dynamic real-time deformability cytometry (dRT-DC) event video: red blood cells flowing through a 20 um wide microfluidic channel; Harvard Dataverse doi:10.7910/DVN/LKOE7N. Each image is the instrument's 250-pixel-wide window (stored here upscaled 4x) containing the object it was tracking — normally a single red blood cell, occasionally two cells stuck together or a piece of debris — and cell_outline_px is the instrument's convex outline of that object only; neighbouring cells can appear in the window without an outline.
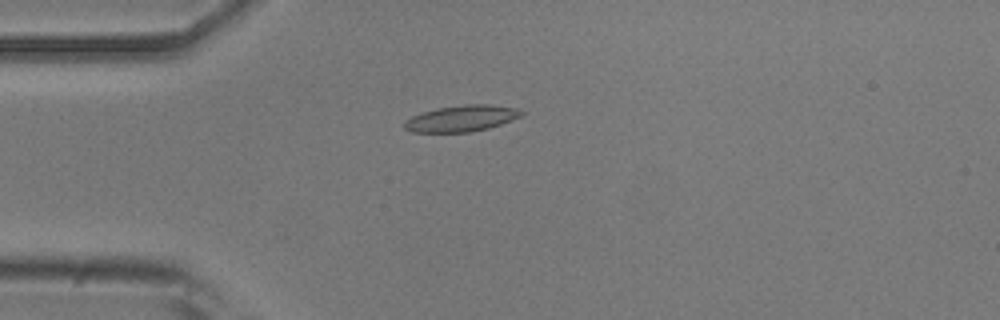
{"species": "common noctule bat (a hibernating species)", "species_latin": "Nyctalus noctula", "temperature_condition": "room temperature", "stored_images_in_passage": 47, "camera_frame_rate_fps": 3000, "um_per_image_px": 0.085, "animal": {"sex": "male", "body_mass_g": 20.5, "forearm_length_mm": 52.5}, "frame": {"image": 1, "passage_image": 8, "time_ms": 2.333, "image_size_px": [1000, 320], "cell_outline_px": [[524, 112], [520, 116], [512, 120], [488, 128], [468, 132], [412, 132], [404, 128], [404, 124], [412, 116], [420, 112], [436, 108], [464, 104], [492, 104], [516, 108]], "centroid_in_image_um": [39.22, 10.05], "position_along_channel_um": 45.8, "area_um2": 17.86}}
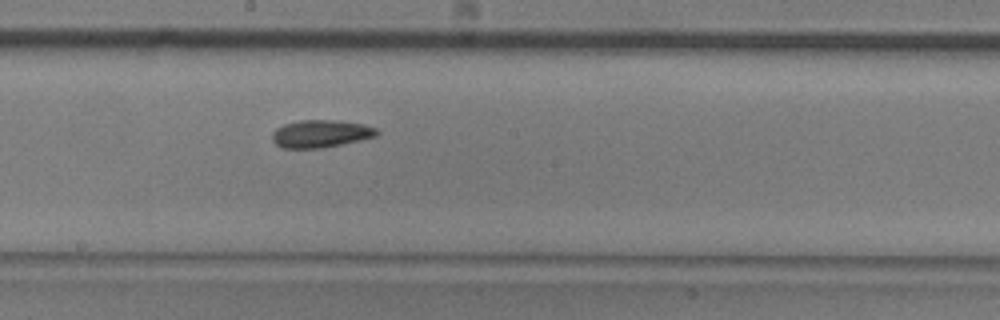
{"frame": {"image": 2, "passage_image": 23, "time_ms": 7.333, "image_size_px": [1000, 320], "cell_outline_px": [[380, 132], [376, 136], [360, 140], [324, 148], [280, 148], [272, 140], [272, 132], [276, 128], [284, 124], [300, 120], [340, 120], [364, 124], [376, 128]], "centroid_in_image_um": [27.26, 11.36], "position_along_channel_um": 220.9, "area_um2": 16.99}}
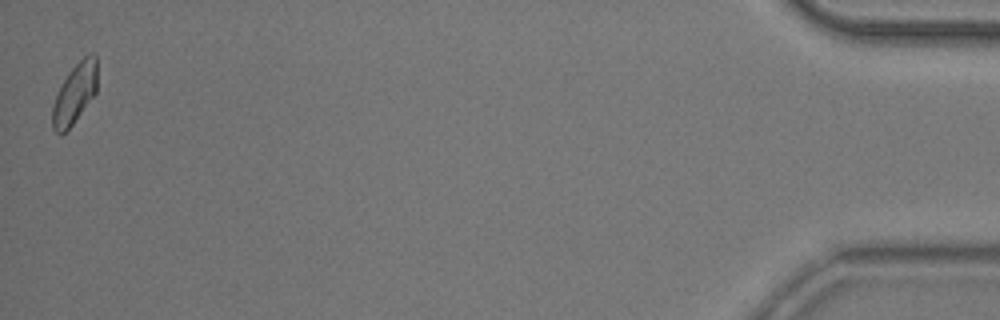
{"frame": {"image": 3, "passage_image": 47, "time_ms": 15.333, "image_size_px": [1000, 320], "cell_outline_px": [[96, 92], [72, 124], [60, 136], [52, 128], [52, 108], [60, 84], [68, 72], [88, 52], [92, 52], [96, 56]], "centroid_in_image_um": [6.33, 7.93], "position_along_channel_um": 428.9, "area_um2": 15.55}, "authors_computed_cell_mechanics": {"area_um2": 16.6464, "velocity_mm_per_s": 3.7899, "shape_relaxation_time_tau1_ms": 6.9788, "shape_relaxation_time_tau2_ms": null, "deformation_change_tau1": 0.1396, "deformation_change_tau2": null}}